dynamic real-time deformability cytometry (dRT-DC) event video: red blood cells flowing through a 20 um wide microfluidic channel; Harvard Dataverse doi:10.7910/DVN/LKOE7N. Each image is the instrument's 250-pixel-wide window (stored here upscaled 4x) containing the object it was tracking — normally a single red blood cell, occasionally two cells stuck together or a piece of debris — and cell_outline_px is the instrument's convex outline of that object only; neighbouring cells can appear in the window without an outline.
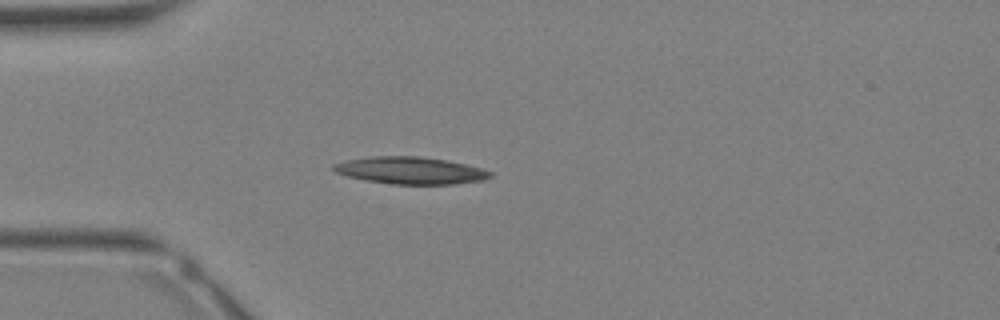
{"species": "Egyptian fruit bat (a non-hibernating species)", "species_latin": "Rousettus aegyptiacus", "temperature_condition": "warm", "stored_images_in_passage": 26, "camera_frame_rate_fps": 3000, "um_per_image_px": 0.085, "animal": {"sex": "female"}, "frame": {"image": 1, "passage_image": 1, "time_ms": 0.0, "image_size_px": [1000, 320], "cell_outline_px": [[492, 176], [484, 180], [456, 184], [392, 184], [368, 180], [348, 176], [336, 172], [332, 168], [332, 164], [344, 160], [372, 156], [420, 156], [448, 160], [480, 168], [492, 172]], "centroid_in_image_um": [34.89, 14.48], "position_along_channel_um": 50.1, "area_um2": 24.74}}
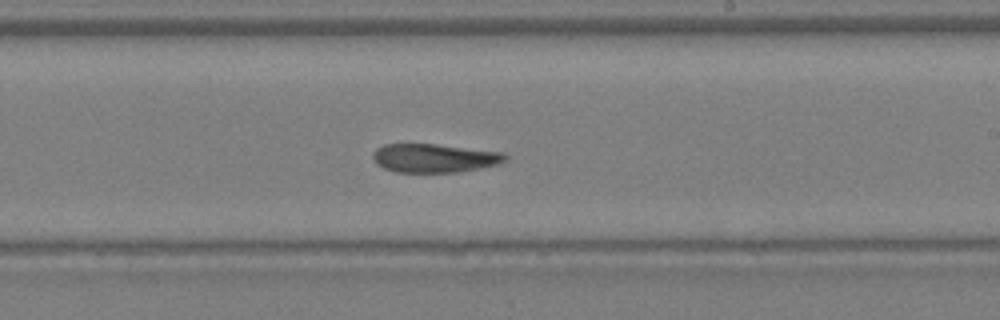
{"frame": {"image": 2, "passage_image": 12, "time_ms": 3.667, "image_size_px": [1000, 320], "cell_outline_px": [[508, 156], [500, 164], [456, 172], [396, 172], [384, 168], [376, 164], [372, 156], [372, 152], [376, 148], [384, 144], [436, 144], [504, 152]], "centroid_in_image_um": [36.9, 13.43], "position_along_channel_um": 252.1, "area_um2": 22.14}}
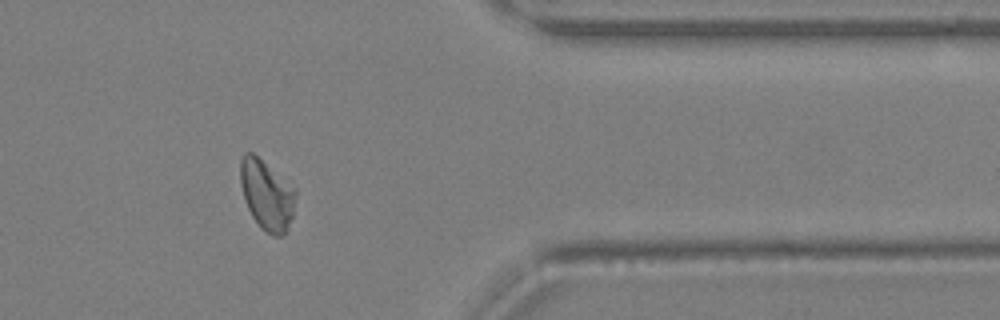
{"frame": {"image": 3, "passage_image": 20, "time_ms": 6.333, "image_size_px": [1000, 320], "cell_outline_px": [[296, 196], [292, 216], [288, 232], [280, 236], [276, 236], [268, 232], [252, 216], [248, 208], [240, 184], [240, 160], [244, 152], [252, 152], [296, 188]], "centroid_in_image_um": [22.69, 16.54], "position_along_channel_um": 388.7, "area_um2": 22.31}}